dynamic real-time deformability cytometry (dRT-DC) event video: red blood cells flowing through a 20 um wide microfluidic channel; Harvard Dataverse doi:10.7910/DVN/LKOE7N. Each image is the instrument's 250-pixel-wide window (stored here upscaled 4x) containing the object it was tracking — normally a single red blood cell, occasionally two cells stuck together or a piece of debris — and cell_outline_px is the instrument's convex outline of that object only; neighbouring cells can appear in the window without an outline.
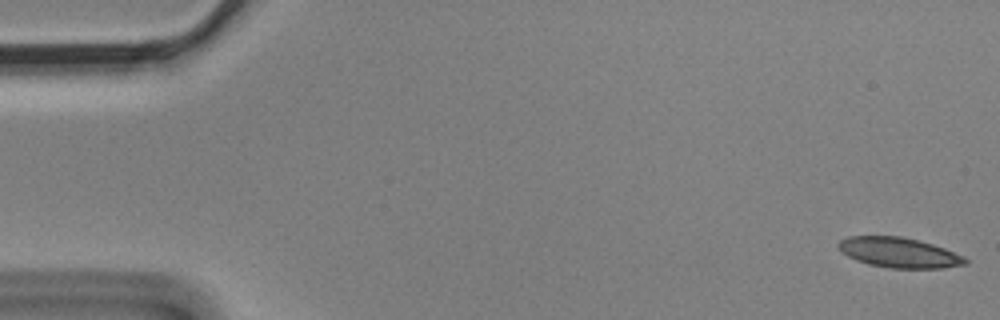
{"species": "Egyptian fruit bat (a non-hibernating species)", "species_latin": "Rousettus aegyptiacus", "temperature_condition": "cold", "stored_images_in_passage": 5, "camera_frame_rate_fps": 3000, "um_per_image_px": 0.085, "animal": {"sex": "male"}, "frame": {"image": 1, "passage_image": 1, "time_ms": 0.0, "image_size_px": [1000, 320], "cell_outline_px": [[968, 264], [940, 268], [892, 268], [868, 264], [856, 260], [848, 256], [836, 244], [840, 240], [848, 236], [900, 236], [920, 240], [944, 248], [964, 256], [968, 260]], "centroid_in_image_um": [76.43, 21.46], "position_along_channel_um": 8.6, "area_um2": 22.2}}